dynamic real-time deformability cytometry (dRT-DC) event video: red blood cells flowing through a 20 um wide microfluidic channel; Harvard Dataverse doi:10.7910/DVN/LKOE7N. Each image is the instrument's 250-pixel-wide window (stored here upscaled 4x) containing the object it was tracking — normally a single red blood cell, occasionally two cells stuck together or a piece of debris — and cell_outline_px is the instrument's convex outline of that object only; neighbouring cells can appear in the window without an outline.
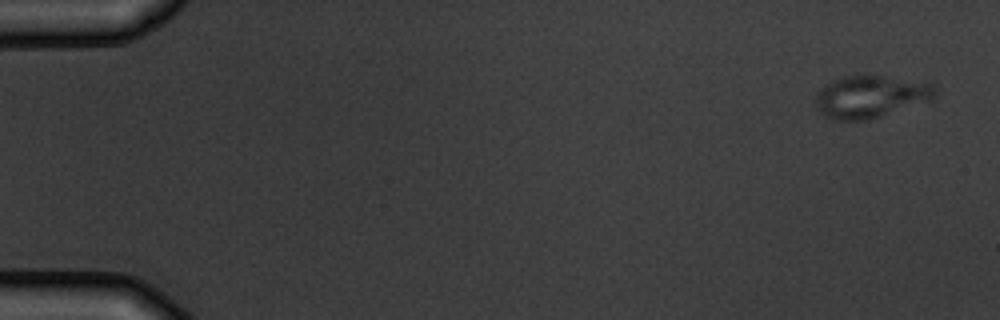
{"species": "common noctule bat (a hibernating species)", "species_latin": "Nyctalus noctula", "temperature_condition": "warm", "stored_images_in_passage": 4, "camera_frame_rate_fps": 3000, "um_per_image_px": 0.085, "animal": {"sex": "male", "body_mass_g": 19.5, "forearm_length_mm": 54.6}, "frame": {"image": 1, "passage_image": 1, "time_ms": 0.0, "image_size_px": [1000, 320], "cell_outline_px": [[936, 96], [932, 100], [864, 120], [832, 120], [824, 116], [816, 108], [816, 92], [824, 84], [840, 76], [884, 76], [932, 80], [936, 84]], "centroid_in_image_um": [74.05, 8.17], "position_along_channel_um": 11.0, "area_um2": 30.0}}